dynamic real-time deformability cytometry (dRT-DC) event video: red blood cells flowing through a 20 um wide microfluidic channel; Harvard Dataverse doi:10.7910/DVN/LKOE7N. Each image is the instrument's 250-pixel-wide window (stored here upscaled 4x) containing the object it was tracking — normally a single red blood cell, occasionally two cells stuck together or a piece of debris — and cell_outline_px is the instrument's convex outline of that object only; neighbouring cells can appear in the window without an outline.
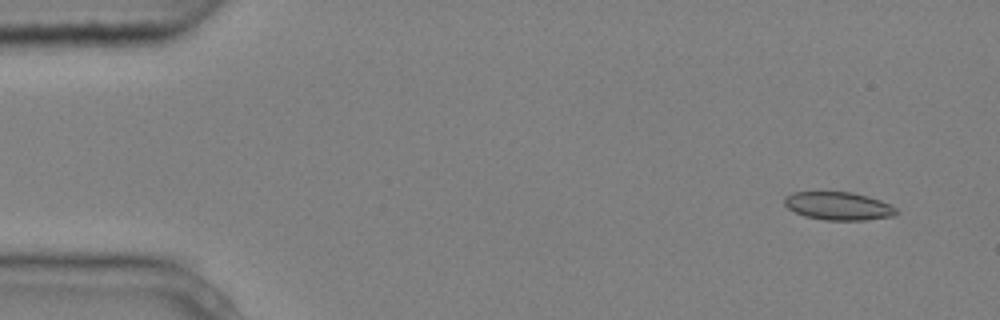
{"species": "common noctule bat (a hibernating species)", "species_latin": "Nyctalus noctula", "temperature_condition": "cold", "stored_images_in_passage": 7, "camera_frame_rate_fps": 3000, "um_per_image_px": 0.085, "animal": {"sex": "male", "body_mass_g": 20.4}, "frame": {"image": 1, "passage_image": 1, "time_ms": 0.0, "image_size_px": [1000, 320], "cell_outline_px": [[896, 212], [892, 216], [864, 220], [824, 220], [804, 216], [788, 208], [784, 204], [784, 200], [792, 192], [852, 192], [868, 196], [880, 200], [896, 208]], "centroid_in_image_um": [71.24, 17.51], "position_along_channel_um": 13.8, "area_um2": 18.09}}
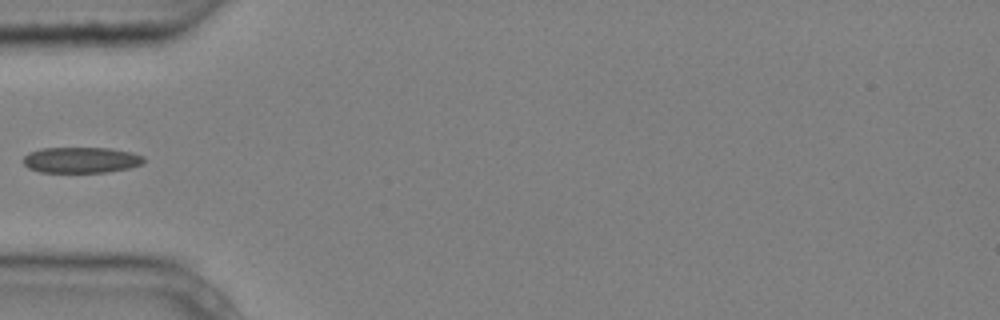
{"frame": {"image": 2, "passage_image": 4, "time_ms": 1.0, "image_size_px": [1000, 320], "cell_outline_px": [[144, 164], [128, 168], [104, 172], [40, 172], [28, 168], [24, 164], [24, 156], [28, 152], [40, 148], [108, 148], [132, 152], [144, 156]], "centroid_in_image_um": [6.89, 13.59], "position_along_channel_um": 78.1, "area_um2": 18.21}}
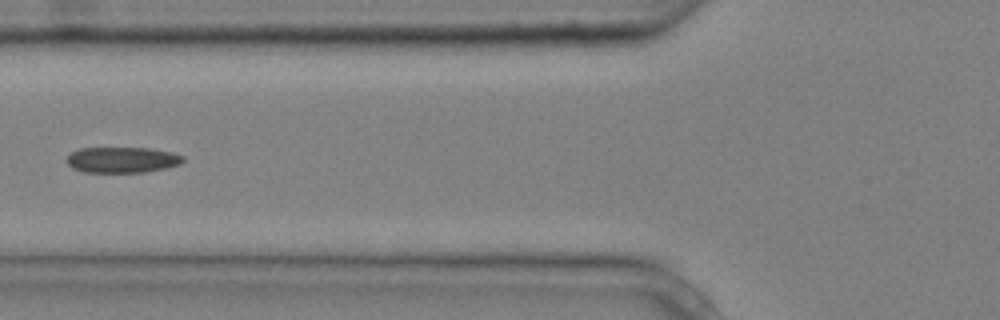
{"frame": {"image": 3, "passage_image": 5, "time_ms": 1.333, "image_size_px": [1000, 320], "cell_outline_px": [[184, 160], [180, 164], [164, 168], [144, 172], [84, 172], [72, 168], [64, 160], [72, 152], [80, 148], [148, 148], [172, 152], [184, 156]], "centroid_in_image_um": [10.36, 13.58], "position_along_channel_um": 115.4, "area_um2": 17.46}}